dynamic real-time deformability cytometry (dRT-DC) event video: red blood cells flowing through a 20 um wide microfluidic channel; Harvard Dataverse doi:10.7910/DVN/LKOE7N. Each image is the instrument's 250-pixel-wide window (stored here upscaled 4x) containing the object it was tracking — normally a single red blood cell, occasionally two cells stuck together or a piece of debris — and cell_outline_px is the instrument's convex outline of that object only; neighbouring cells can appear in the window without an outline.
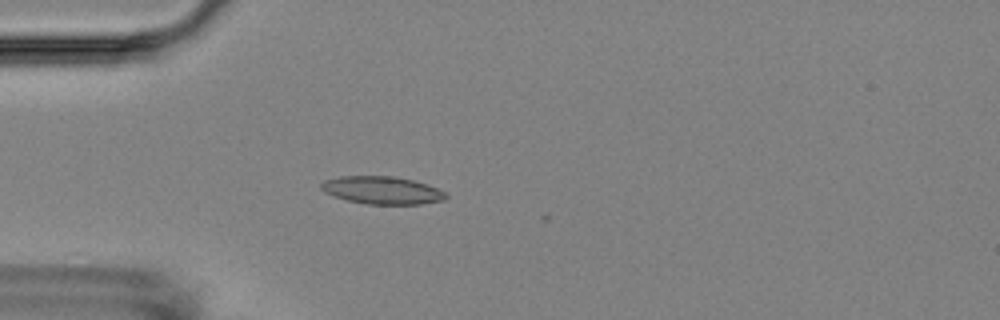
{"species": "Egyptian fruit bat (a non-hibernating species)", "species_latin": "Rousettus aegyptiacus", "temperature_condition": "room temperature", "stored_images_in_passage": 4, "camera_frame_rate_fps": 3000, "um_per_image_px": 0.085, "animal": {"sex": "female"}, "frame": {"image": 1, "passage_image": 4, "time_ms": 3.333, "image_size_px": [1000, 320], "cell_outline_px": [[448, 196], [444, 200], [420, 204], [364, 204], [332, 196], [324, 192], [320, 188], [320, 184], [324, 180], [340, 176], [392, 176], [412, 180], [428, 184], [444, 192]], "centroid_in_image_um": [32.44, 16.17], "position_along_channel_um": 52.6, "area_um2": 20.17}}